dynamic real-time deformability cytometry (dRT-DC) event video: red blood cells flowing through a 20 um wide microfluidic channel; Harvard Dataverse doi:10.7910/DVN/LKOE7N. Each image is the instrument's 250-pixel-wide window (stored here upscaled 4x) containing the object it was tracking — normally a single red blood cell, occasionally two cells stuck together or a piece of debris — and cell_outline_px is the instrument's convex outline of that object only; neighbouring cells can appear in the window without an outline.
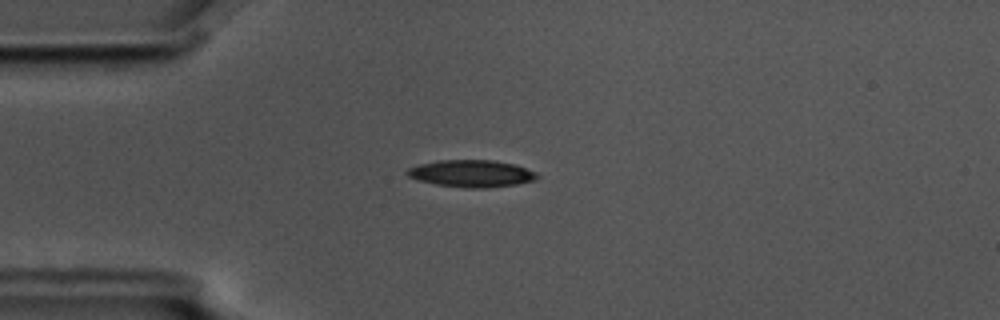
{"species": "common noctule bat (a hibernating species)", "species_latin": "Nyctalus noctula", "temperature_condition": "cold", "stored_images_in_passage": 5, "camera_frame_rate_fps": 3000, "um_per_image_px": 0.085, "animal": {"sex": "male", "body_mass_g": 17.5, "forearm_length_mm": 52.3}, "frame": {"image": 1, "passage_image": 3, "time_ms": 0.667, "image_size_px": [1000, 320], "cell_outline_px": [[540, 176], [536, 180], [516, 184], [488, 188], [468, 188], [436, 184], [420, 180], [408, 176], [404, 172], [408, 168], [420, 164], [440, 160], [492, 160], [512, 164], [536, 172]], "centroid_in_image_um": [40.08, 14.75], "position_along_channel_um": 44.9, "area_um2": 20.35}}